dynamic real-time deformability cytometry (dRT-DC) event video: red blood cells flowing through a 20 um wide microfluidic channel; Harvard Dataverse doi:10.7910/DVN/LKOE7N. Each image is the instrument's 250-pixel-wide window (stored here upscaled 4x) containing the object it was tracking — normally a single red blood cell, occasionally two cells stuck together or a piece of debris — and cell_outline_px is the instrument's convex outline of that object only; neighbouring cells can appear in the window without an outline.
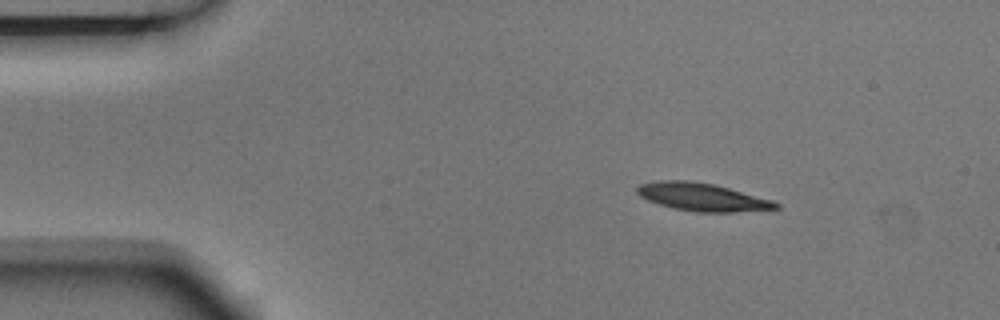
{"species": "Egyptian fruit bat (a non-hibernating species)", "species_latin": "Rousettus aegyptiacus", "temperature_condition": "room temperature", "stored_images_in_passage": 3, "camera_frame_rate_fps": 3000, "um_per_image_px": 0.085, "animal": {"sex": "male"}, "frame": {"image": 1, "passage_image": 1, "time_ms": 0.0, "image_size_px": [1000, 320], "cell_outline_px": [[780, 208], [732, 212], [696, 212], [676, 208], [660, 204], [648, 200], [640, 196], [636, 192], [636, 188], [640, 184], [656, 180], [688, 180], [716, 184], [772, 200], [780, 204]], "centroid_in_image_um": [59.68, 16.73], "position_along_channel_um": 25.3, "area_um2": 22.48}}